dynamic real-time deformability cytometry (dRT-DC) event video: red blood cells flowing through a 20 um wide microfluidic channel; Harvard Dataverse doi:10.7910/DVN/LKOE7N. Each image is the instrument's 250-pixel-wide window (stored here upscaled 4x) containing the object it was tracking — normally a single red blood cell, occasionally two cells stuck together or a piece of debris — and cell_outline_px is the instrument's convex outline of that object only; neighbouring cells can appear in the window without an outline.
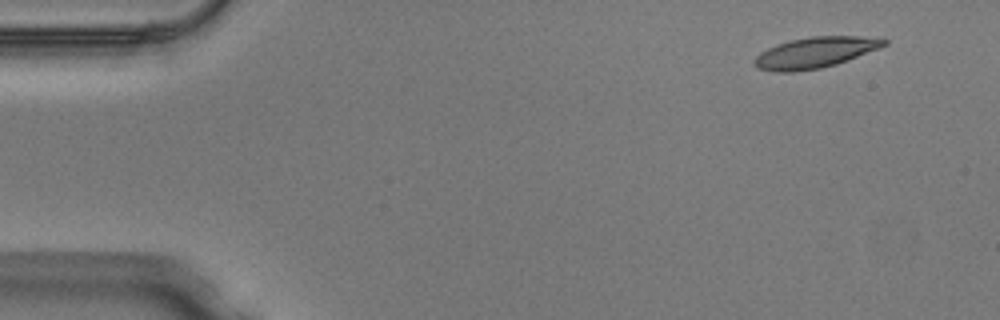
{"species": "Egyptian fruit bat (a non-hibernating species)", "species_latin": "Rousettus aegyptiacus", "temperature_condition": "warm", "stored_images_in_passage": 47, "camera_frame_rate_fps": 3000, "um_per_image_px": 0.085, "animal": {"sex": "male"}, "frame": {"image": 1, "passage_image": 1, "time_ms": 0.0, "image_size_px": [1000, 320], "cell_outline_px": [[888, 44], [836, 64], [820, 68], [792, 72], [772, 72], [756, 68], [752, 64], [752, 60], [760, 52], [776, 44], [792, 40], [812, 36], [884, 36], [888, 40]], "centroid_in_image_um": [69.27, 4.46], "position_along_channel_um": 15.7, "area_um2": 23.52}}
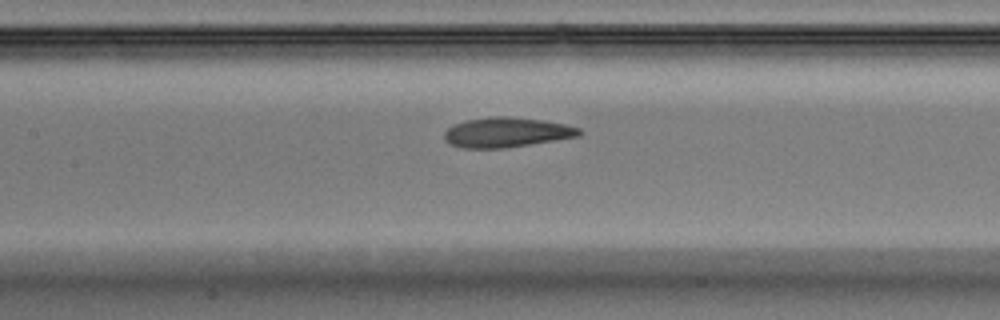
{"frame": {"image": 2, "passage_image": 20, "time_ms": 6.333, "image_size_px": [1000, 320], "cell_outline_px": [[584, 132], [580, 136], [504, 148], [464, 148], [452, 144], [444, 140], [444, 132], [448, 128], [464, 120], [492, 116], [508, 116], [544, 120], [564, 124], [580, 128]], "centroid_in_image_um": [43.08, 11.24], "position_along_channel_um": 164.3, "area_um2": 23.47}}
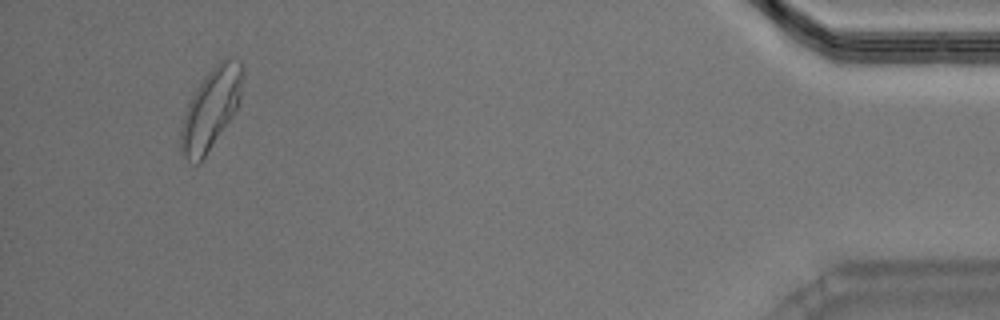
{"frame": {"image": 3, "passage_image": 44, "time_ms": 14.333, "image_size_px": [1000, 320], "cell_outline_px": [[244, 76], [240, 100], [236, 108], [200, 164], [196, 164], [188, 160], [180, 152], [180, 128], [188, 104], [196, 88], [204, 76], [220, 60], [240, 60], [244, 68]], "centroid_in_image_um": [17.92, 9.25], "position_along_channel_um": 417.3, "area_um2": 28.67}, "authors_computed_cell_mechanics": {"area_um2": 23.8714, "velocity_mm_per_s": 4.0348, "shape_relaxation_time_tau1_ms": 4.9238, "shape_relaxation_time_tau2_ms": 1.5314, "deformation_change_tau1": 0.1569, "deformation_change_tau2": 0.0739}}